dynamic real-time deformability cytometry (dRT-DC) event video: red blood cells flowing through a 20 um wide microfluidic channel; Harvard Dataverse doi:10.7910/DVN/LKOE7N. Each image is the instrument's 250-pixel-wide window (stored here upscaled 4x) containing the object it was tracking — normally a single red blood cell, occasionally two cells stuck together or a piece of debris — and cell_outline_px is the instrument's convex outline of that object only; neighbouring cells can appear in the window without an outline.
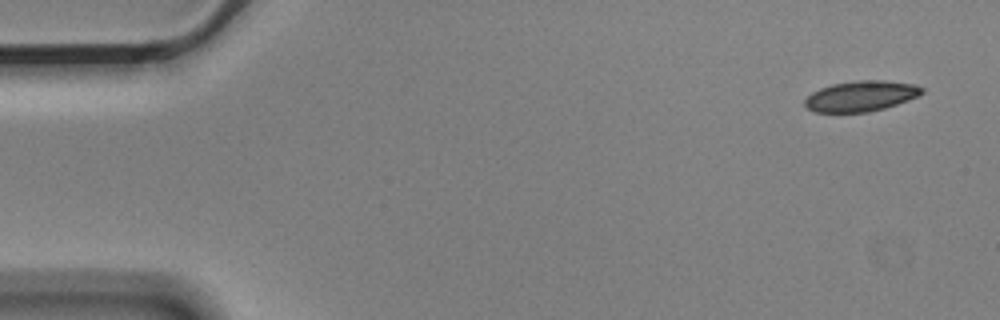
{"species": "Egyptian fruit bat (a non-hibernating species)", "species_latin": "Rousettus aegyptiacus", "temperature_condition": "cold", "stored_images_in_passage": 8, "camera_frame_rate_fps": 3000, "um_per_image_px": 0.085, "animal": {"sex": "male"}, "frame": {"image": 1, "passage_image": 1, "time_ms": 0.0, "image_size_px": [1000, 320], "cell_outline_px": [[924, 92], [908, 100], [884, 108], [868, 112], [812, 112], [804, 104], [804, 100], [812, 92], [820, 88], [832, 84], [856, 80], [884, 80], [916, 84], [924, 88]], "centroid_in_image_um": [73.18, 8.16], "position_along_channel_um": 11.8, "area_um2": 20.87}}
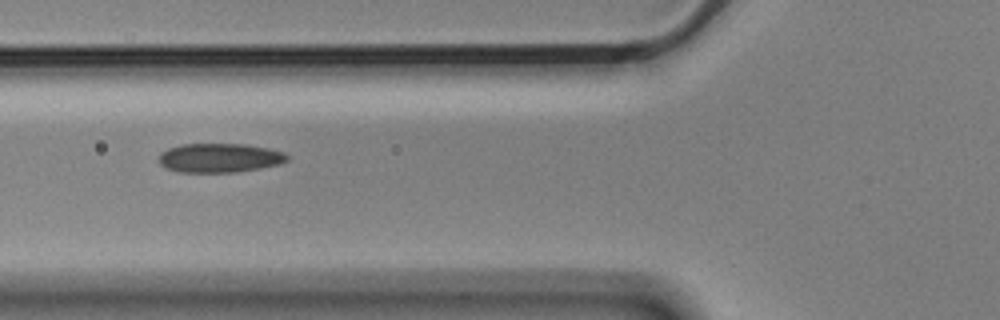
{"frame": {"image": 2, "passage_image": 6, "time_ms": 1.667, "image_size_px": [1000, 320], "cell_outline_px": [[288, 160], [280, 164], [260, 168], [232, 172], [180, 172], [164, 168], [160, 164], [160, 152], [168, 148], [180, 144], [244, 144], [268, 148], [284, 152], [288, 156]], "centroid_in_image_um": [18.65, 13.41], "position_along_channel_um": 107.2, "area_um2": 21.79}}
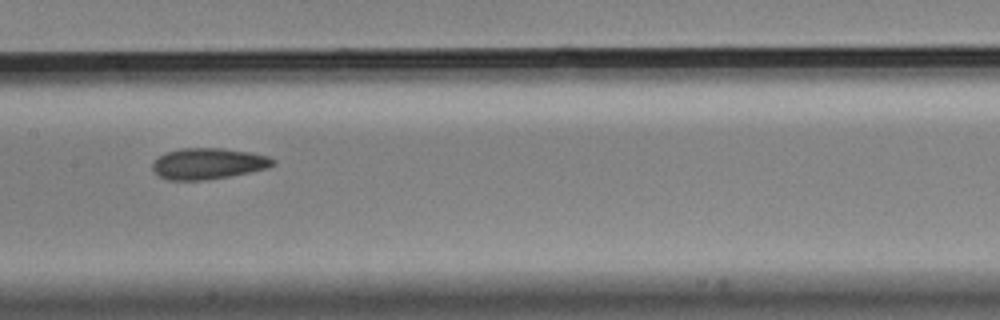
{"frame": {"image": 3, "passage_image": 8, "time_ms": 2.333, "image_size_px": [1000, 320], "cell_outline_px": [[276, 164], [268, 168], [208, 180], [168, 180], [160, 176], [152, 168], [152, 164], [160, 156], [168, 152], [180, 148], [224, 148], [252, 152], [268, 156], [276, 160]], "centroid_in_image_um": [17.74, 13.9], "position_along_channel_um": 189.7, "area_um2": 21.79}}